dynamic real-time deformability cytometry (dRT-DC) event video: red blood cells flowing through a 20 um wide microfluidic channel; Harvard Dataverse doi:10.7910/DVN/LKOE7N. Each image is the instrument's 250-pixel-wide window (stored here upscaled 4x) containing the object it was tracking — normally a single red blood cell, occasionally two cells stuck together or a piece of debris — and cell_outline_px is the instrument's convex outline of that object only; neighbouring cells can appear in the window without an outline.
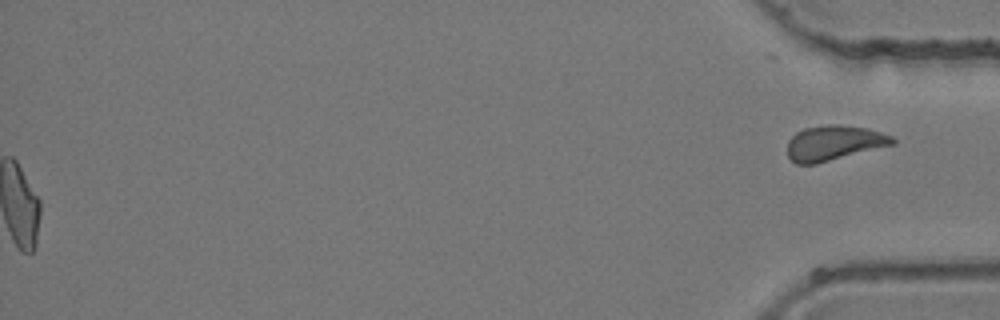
{"species": "common noctule bat (a hibernating species)", "species_latin": "Nyctalus noctula", "temperature_condition": "room temperature", "stored_images_in_passage": 49, "segment_of_instrument_passage": [2, 2], "camera_frame_rate_fps": 3000, "um_per_image_px": 0.085, "animal": {"sex": "female", "body_mass_g": 24.6, "forearm_length_mm": 56.2}, "frame": {"image": 1, "passage_image": 49, "time_ms": 16.0, "image_size_px": [1000, 320], "cell_outline_px": [[896, 144], [816, 164], [796, 164], [788, 156], [788, 140], [796, 132], [804, 128], [824, 124], [840, 124], [868, 128], [892, 136], [896, 140]], "centroid_in_image_um": [70.9, 12.14], "position_along_channel_um": 364.3, "area_um2": 21.68}}